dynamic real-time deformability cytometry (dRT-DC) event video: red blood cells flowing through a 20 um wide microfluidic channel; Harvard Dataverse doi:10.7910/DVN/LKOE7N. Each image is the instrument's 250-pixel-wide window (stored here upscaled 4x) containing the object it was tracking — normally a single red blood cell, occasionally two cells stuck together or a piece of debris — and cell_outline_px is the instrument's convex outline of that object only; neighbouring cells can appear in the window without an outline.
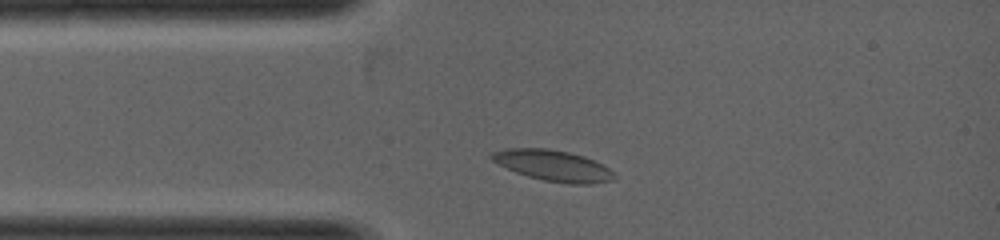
{"species": "common noctule bat (a hibernating species)", "species_latin": "Nyctalus noctula", "temperature_condition": "warm", "stored_images_in_passage": 3, "camera_frame_rate_fps": 5000, "um_per_image_px": 0.085, "animal": {"sex": "female", "body_mass_g": 19.0, "forearm_length_mm": 53.3}, "frame": {"image": 1, "passage_image": 1, "time_ms": 0.0, "image_size_px": [1000, 240], "cell_outline_px": [[616, 180], [592, 184], [568, 184], [544, 180], [528, 176], [516, 172], [492, 160], [488, 156], [492, 152], [504, 148], [548, 148], [568, 152], [584, 156], [604, 164], [616, 176]], "centroid_in_image_um": [47.05, 14.07], "position_along_channel_um": 38.0, "area_um2": 22.2}}
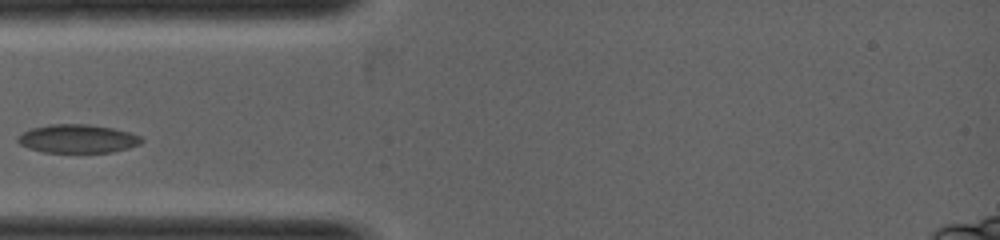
{"frame": {"image": 2, "passage_image": 2, "time_ms": 0.6, "image_size_px": [1000, 240], "cell_outline_px": [[144, 140], [140, 144], [128, 148], [112, 152], [44, 152], [28, 148], [20, 144], [16, 140], [24, 132], [32, 128], [52, 124], [88, 124], [112, 128], [128, 132], [140, 136]], "centroid_in_image_um": [6.61, 11.79], "position_along_channel_um": 78.4, "area_um2": 20.35}}
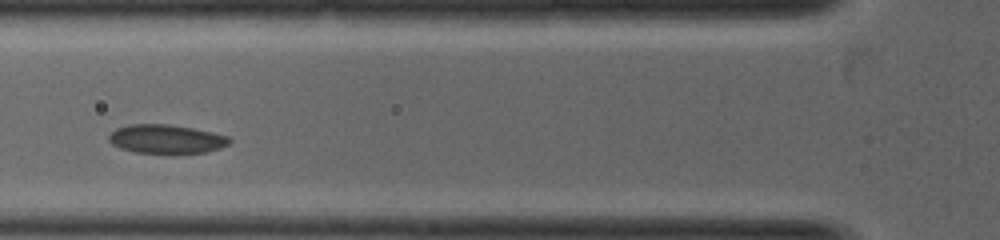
{"frame": {"image": 3, "passage_image": 3, "time_ms": 1.0, "image_size_px": [1000, 240], "cell_outline_px": [[232, 140], [228, 144], [220, 148], [208, 152], [172, 156], [136, 152], [120, 148], [112, 144], [108, 140], [108, 136], [116, 128], [128, 124], [168, 124], [192, 128], [212, 132], [228, 136]], "centroid_in_image_um": [14.14, 11.86], "position_along_channel_um": 111.7, "area_um2": 21.04}}